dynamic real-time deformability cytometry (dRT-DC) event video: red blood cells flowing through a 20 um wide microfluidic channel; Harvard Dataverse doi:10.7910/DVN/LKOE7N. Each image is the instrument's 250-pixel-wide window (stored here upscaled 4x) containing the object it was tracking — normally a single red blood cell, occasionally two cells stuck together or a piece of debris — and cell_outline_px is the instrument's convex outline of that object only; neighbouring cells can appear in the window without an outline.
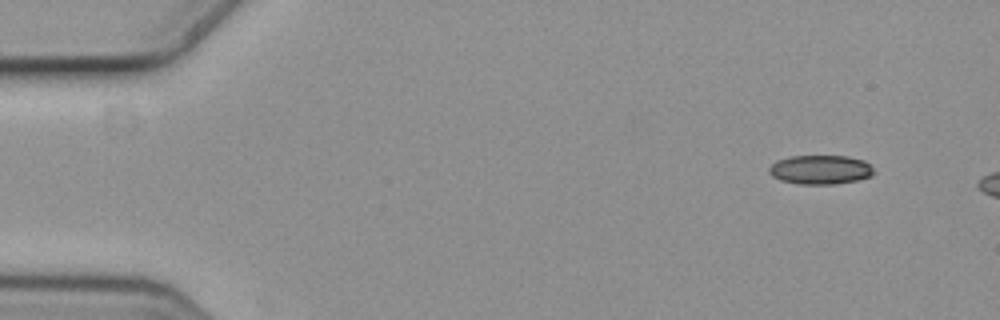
{"species": "common noctule bat (a hibernating species)", "species_latin": "Nyctalus noctula", "temperature_condition": "cold", "stored_images_in_passage": 5, "camera_frame_rate_fps": 3000, "um_per_image_px": 0.085, "animal": {"sex": "female", "body_mass_g": 19.3, "forearm_length_mm": 54.1}, "frame": {"image": 1, "passage_image": 1, "time_ms": 0.0, "image_size_px": [1000, 320], "cell_outline_px": [[876, 172], [872, 176], [856, 180], [832, 184], [800, 184], [780, 180], [772, 176], [768, 172], [768, 168], [776, 160], [792, 156], [848, 156], [864, 160]], "centroid_in_image_um": [69.72, 14.42], "position_along_channel_um": 15.3, "area_um2": 17.8}}